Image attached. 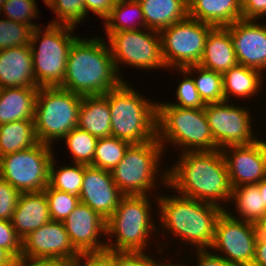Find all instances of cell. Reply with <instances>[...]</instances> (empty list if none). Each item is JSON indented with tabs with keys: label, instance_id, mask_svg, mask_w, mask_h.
Instances as JSON below:
<instances>
[{
	"label": "cell",
	"instance_id": "4",
	"mask_svg": "<svg viewBox=\"0 0 266 266\" xmlns=\"http://www.w3.org/2000/svg\"><path fill=\"white\" fill-rule=\"evenodd\" d=\"M105 96L111 113V136L131 144L157 138V101L137 92L128 81L109 90Z\"/></svg>",
	"mask_w": 266,
	"mask_h": 266
},
{
	"label": "cell",
	"instance_id": "20",
	"mask_svg": "<svg viewBox=\"0 0 266 266\" xmlns=\"http://www.w3.org/2000/svg\"><path fill=\"white\" fill-rule=\"evenodd\" d=\"M39 88L30 46L0 50V88Z\"/></svg>",
	"mask_w": 266,
	"mask_h": 266
},
{
	"label": "cell",
	"instance_id": "51",
	"mask_svg": "<svg viewBox=\"0 0 266 266\" xmlns=\"http://www.w3.org/2000/svg\"><path fill=\"white\" fill-rule=\"evenodd\" d=\"M258 184L259 190L261 195L263 196V203L265 207V213H266V179L261 180Z\"/></svg>",
	"mask_w": 266,
	"mask_h": 266
},
{
	"label": "cell",
	"instance_id": "25",
	"mask_svg": "<svg viewBox=\"0 0 266 266\" xmlns=\"http://www.w3.org/2000/svg\"><path fill=\"white\" fill-rule=\"evenodd\" d=\"M222 77L224 101L227 102L232 101L233 97L239 101L256 97L263 88L262 83H265L261 71L240 64L224 72Z\"/></svg>",
	"mask_w": 266,
	"mask_h": 266
},
{
	"label": "cell",
	"instance_id": "3",
	"mask_svg": "<svg viewBox=\"0 0 266 266\" xmlns=\"http://www.w3.org/2000/svg\"><path fill=\"white\" fill-rule=\"evenodd\" d=\"M159 194H153L156 198L155 205H158L156 210H160L157 211L160 213L158 227L166 233L169 231V234L184 241L183 243H189L196 250L210 249L216 222L225 209L176 193Z\"/></svg>",
	"mask_w": 266,
	"mask_h": 266
},
{
	"label": "cell",
	"instance_id": "8",
	"mask_svg": "<svg viewBox=\"0 0 266 266\" xmlns=\"http://www.w3.org/2000/svg\"><path fill=\"white\" fill-rule=\"evenodd\" d=\"M74 29H76L74 26L69 25L48 24L45 27L40 25L33 30L30 49L38 87H54L62 84L69 50L79 37L73 34Z\"/></svg>",
	"mask_w": 266,
	"mask_h": 266
},
{
	"label": "cell",
	"instance_id": "38",
	"mask_svg": "<svg viewBox=\"0 0 266 266\" xmlns=\"http://www.w3.org/2000/svg\"><path fill=\"white\" fill-rule=\"evenodd\" d=\"M36 4L37 0H6L0 10V13L9 20L27 24L35 29L40 26V24L37 25L32 21L40 15L37 8L38 4Z\"/></svg>",
	"mask_w": 266,
	"mask_h": 266
},
{
	"label": "cell",
	"instance_id": "40",
	"mask_svg": "<svg viewBox=\"0 0 266 266\" xmlns=\"http://www.w3.org/2000/svg\"><path fill=\"white\" fill-rule=\"evenodd\" d=\"M20 194L8 181L0 177V220L11 221Z\"/></svg>",
	"mask_w": 266,
	"mask_h": 266
},
{
	"label": "cell",
	"instance_id": "2",
	"mask_svg": "<svg viewBox=\"0 0 266 266\" xmlns=\"http://www.w3.org/2000/svg\"><path fill=\"white\" fill-rule=\"evenodd\" d=\"M123 81L108 42L100 36H79L69 50L65 77L59 87L82 96L105 95Z\"/></svg>",
	"mask_w": 266,
	"mask_h": 266
},
{
	"label": "cell",
	"instance_id": "31",
	"mask_svg": "<svg viewBox=\"0 0 266 266\" xmlns=\"http://www.w3.org/2000/svg\"><path fill=\"white\" fill-rule=\"evenodd\" d=\"M184 69L192 76L195 87L205 104L224 101L223 77L221 73L203 68L199 64L188 66Z\"/></svg>",
	"mask_w": 266,
	"mask_h": 266
},
{
	"label": "cell",
	"instance_id": "32",
	"mask_svg": "<svg viewBox=\"0 0 266 266\" xmlns=\"http://www.w3.org/2000/svg\"><path fill=\"white\" fill-rule=\"evenodd\" d=\"M56 162L53 158L50 164L49 185L57 190L79 196L83 184L84 164L74 163L58 167Z\"/></svg>",
	"mask_w": 266,
	"mask_h": 266
},
{
	"label": "cell",
	"instance_id": "5",
	"mask_svg": "<svg viewBox=\"0 0 266 266\" xmlns=\"http://www.w3.org/2000/svg\"><path fill=\"white\" fill-rule=\"evenodd\" d=\"M151 197L124 195L120 199L115 212L106 220V238L109 239L105 240L106 250L147 252L153 243L151 234H160L152 217L155 211H152ZM113 237L115 241L111 240Z\"/></svg>",
	"mask_w": 266,
	"mask_h": 266
},
{
	"label": "cell",
	"instance_id": "30",
	"mask_svg": "<svg viewBox=\"0 0 266 266\" xmlns=\"http://www.w3.org/2000/svg\"><path fill=\"white\" fill-rule=\"evenodd\" d=\"M38 143L34 120L14 121L0 125V157L28 149Z\"/></svg>",
	"mask_w": 266,
	"mask_h": 266
},
{
	"label": "cell",
	"instance_id": "13",
	"mask_svg": "<svg viewBox=\"0 0 266 266\" xmlns=\"http://www.w3.org/2000/svg\"><path fill=\"white\" fill-rule=\"evenodd\" d=\"M204 112L219 150L228 146L248 145L260 137L254 135L252 114L246 106L243 108L234 102L223 101L206 104Z\"/></svg>",
	"mask_w": 266,
	"mask_h": 266
},
{
	"label": "cell",
	"instance_id": "45",
	"mask_svg": "<svg viewBox=\"0 0 266 266\" xmlns=\"http://www.w3.org/2000/svg\"><path fill=\"white\" fill-rule=\"evenodd\" d=\"M116 0H84L86 16L93 12L103 20L110 14Z\"/></svg>",
	"mask_w": 266,
	"mask_h": 266
},
{
	"label": "cell",
	"instance_id": "10",
	"mask_svg": "<svg viewBox=\"0 0 266 266\" xmlns=\"http://www.w3.org/2000/svg\"><path fill=\"white\" fill-rule=\"evenodd\" d=\"M53 147L39 142L0 157V177L20 193L40 192L49 184Z\"/></svg>",
	"mask_w": 266,
	"mask_h": 266
},
{
	"label": "cell",
	"instance_id": "21",
	"mask_svg": "<svg viewBox=\"0 0 266 266\" xmlns=\"http://www.w3.org/2000/svg\"><path fill=\"white\" fill-rule=\"evenodd\" d=\"M50 221L48 201L44 191L20 194L11 222L22 240Z\"/></svg>",
	"mask_w": 266,
	"mask_h": 266
},
{
	"label": "cell",
	"instance_id": "47",
	"mask_svg": "<svg viewBox=\"0 0 266 266\" xmlns=\"http://www.w3.org/2000/svg\"><path fill=\"white\" fill-rule=\"evenodd\" d=\"M10 266H63L59 261L51 259L29 258L23 255L14 258Z\"/></svg>",
	"mask_w": 266,
	"mask_h": 266
},
{
	"label": "cell",
	"instance_id": "52",
	"mask_svg": "<svg viewBox=\"0 0 266 266\" xmlns=\"http://www.w3.org/2000/svg\"><path fill=\"white\" fill-rule=\"evenodd\" d=\"M163 261H165L166 263L158 259L154 262L153 266H186L184 262L183 263H174V262L171 263L172 260L168 262V260L166 259L165 260L163 259Z\"/></svg>",
	"mask_w": 266,
	"mask_h": 266
},
{
	"label": "cell",
	"instance_id": "15",
	"mask_svg": "<svg viewBox=\"0 0 266 266\" xmlns=\"http://www.w3.org/2000/svg\"><path fill=\"white\" fill-rule=\"evenodd\" d=\"M21 255L29 258L51 259L66 266L80 254L71 244L64 223L50 221L22 240Z\"/></svg>",
	"mask_w": 266,
	"mask_h": 266
},
{
	"label": "cell",
	"instance_id": "43",
	"mask_svg": "<svg viewBox=\"0 0 266 266\" xmlns=\"http://www.w3.org/2000/svg\"><path fill=\"white\" fill-rule=\"evenodd\" d=\"M150 255L147 252L115 251V266H153L157 258Z\"/></svg>",
	"mask_w": 266,
	"mask_h": 266
},
{
	"label": "cell",
	"instance_id": "54",
	"mask_svg": "<svg viewBox=\"0 0 266 266\" xmlns=\"http://www.w3.org/2000/svg\"><path fill=\"white\" fill-rule=\"evenodd\" d=\"M50 0H43V3L46 5Z\"/></svg>",
	"mask_w": 266,
	"mask_h": 266
},
{
	"label": "cell",
	"instance_id": "44",
	"mask_svg": "<svg viewBox=\"0 0 266 266\" xmlns=\"http://www.w3.org/2000/svg\"><path fill=\"white\" fill-rule=\"evenodd\" d=\"M243 19L261 20L266 17V0H241Z\"/></svg>",
	"mask_w": 266,
	"mask_h": 266
},
{
	"label": "cell",
	"instance_id": "33",
	"mask_svg": "<svg viewBox=\"0 0 266 266\" xmlns=\"http://www.w3.org/2000/svg\"><path fill=\"white\" fill-rule=\"evenodd\" d=\"M130 145L113 136L98 138L92 166L111 172L123 159Z\"/></svg>",
	"mask_w": 266,
	"mask_h": 266
},
{
	"label": "cell",
	"instance_id": "50",
	"mask_svg": "<svg viewBox=\"0 0 266 266\" xmlns=\"http://www.w3.org/2000/svg\"><path fill=\"white\" fill-rule=\"evenodd\" d=\"M256 226L258 233L266 237V213L262 216L261 220L256 224Z\"/></svg>",
	"mask_w": 266,
	"mask_h": 266
},
{
	"label": "cell",
	"instance_id": "24",
	"mask_svg": "<svg viewBox=\"0 0 266 266\" xmlns=\"http://www.w3.org/2000/svg\"><path fill=\"white\" fill-rule=\"evenodd\" d=\"M39 88H0V125L34 120Z\"/></svg>",
	"mask_w": 266,
	"mask_h": 266
},
{
	"label": "cell",
	"instance_id": "37",
	"mask_svg": "<svg viewBox=\"0 0 266 266\" xmlns=\"http://www.w3.org/2000/svg\"><path fill=\"white\" fill-rule=\"evenodd\" d=\"M33 28L7 18L0 19V50L30 46Z\"/></svg>",
	"mask_w": 266,
	"mask_h": 266
},
{
	"label": "cell",
	"instance_id": "14",
	"mask_svg": "<svg viewBox=\"0 0 266 266\" xmlns=\"http://www.w3.org/2000/svg\"><path fill=\"white\" fill-rule=\"evenodd\" d=\"M257 234L255 224L235 219L224 210L216 222L210 250L217 255L221 253L219 256L233 266H251Z\"/></svg>",
	"mask_w": 266,
	"mask_h": 266
},
{
	"label": "cell",
	"instance_id": "28",
	"mask_svg": "<svg viewBox=\"0 0 266 266\" xmlns=\"http://www.w3.org/2000/svg\"><path fill=\"white\" fill-rule=\"evenodd\" d=\"M258 184H247L232 188L230 203L235 204V211H225L233 218L257 224L265 214V207ZM239 217V218H238Z\"/></svg>",
	"mask_w": 266,
	"mask_h": 266
},
{
	"label": "cell",
	"instance_id": "22",
	"mask_svg": "<svg viewBox=\"0 0 266 266\" xmlns=\"http://www.w3.org/2000/svg\"><path fill=\"white\" fill-rule=\"evenodd\" d=\"M237 64L229 29L213 27L207 35L199 65L223 74Z\"/></svg>",
	"mask_w": 266,
	"mask_h": 266
},
{
	"label": "cell",
	"instance_id": "17",
	"mask_svg": "<svg viewBox=\"0 0 266 266\" xmlns=\"http://www.w3.org/2000/svg\"><path fill=\"white\" fill-rule=\"evenodd\" d=\"M106 222L99 213L80 202L63 223L74 249L82 254L106 250Z\"/></svg>",
	"mask_w": 266,
	"mask_h": 266
},
{
	"label": "cell",
	"instance_id": "1",
	"mask_svg": "<svg viewBox=\"0 0 266 266\" xmlns=\"http://www.w3.org/2000/svg\"><path fill=\"white\" fill-rule=\"evenodd\" d=\"M168 168L165 190L169 188L182 196L224 209L229 207L223 206V202L229 204L232 187L221 150L179 153L177 162Z\"/></svg>",
	"mask_w": 266,
	"mask_h": 266
},
{
	"label": "cell",
	"instance_id": "49",
	"mask_svg": "<svg viewBox=\"0 0 266 266\" xmlns=\"http://www.w3.org/2000/svg\"><path fill=\"white\" fill-rule=\"evenodd\" d=\"M14 257L4 248L0 247V265H11Z\"/></svg>",
	"mask_w": 266,
	"mask_h": 266
},
{
	"label": "cell",
	"instance_id": "29",
	"mask_svg": "<svg viewBox=\"0 0 266 266\" xmlns=\"http://www.w3.org/2000/svg\"><path fill=\"white\" fill-rule=\"evenodd\" d=\"M131 15L134 17L137 15L138 21ZM103 21L107 38L115 32L146 28L143 11L138 0H116L110 14ZM135 21L137 22L135 23Z\"/></svg>",
	"mask_w": 266,
	"mask_h": 266
},
{
	"label": "cell",
	"instance_id": "12",
	"mask_svg": "<svg viewBox=\"0 0 266 266\" xmlns=\"http://www.w3.org/2000/svg\"><path fill=\"white\" fill-rule=\"evenodd\" d=\"M213 25L191 17L159 32L166 69H184L199 64L205 41Z\"/></svg>",
	"mask_w": 266,
	"mask_h": 266
},
{
	"label": "cell",
	"instance_id": "26",
	"mask_svg": "<svg viewBox=\"0 0 266 266\" xmlns=\"http://www.w3.org/2000/svg\"><path fill=\"white\" fill-rule=\"evenodd\" d=\"M78 127L97 138L111 136V113L105 95L82 96Z\"/></svg>",
	"mask_w": 266,
	"mask_h": 266
},
{
	"label": "cell",
	"instance_id": "6",
	"mask_svg": "<svg viewBox=\"0 0 266 266\" xmlns=\"http://www.w3.org/2000/svg\"><path fill=\"white\" fill-rule=\"evenodd\" d=\"M157 139L163 151L169 144L178 147L180 153L218 150L204 108H180L157 102Z\"/></svg>",
	"mask_w": 266,
	"mask_h": 266
},
{
	"label": "cell",
	"instance_id": "18",
	"mask_svg": "<svg viewBox=\"0 0 266 266\" xmlns=\"http://www.w3.org/2000/svg\"><path fill=\"white\" fill-rule=\"evenodd\" d=\"M226 27L230 32L238 64L259 70L264 74L266 72V24L258 20L240 19Z\"/></svg>",
	"mask_w": 266,
	"mask_h": 266
},
{
	"label": "cell",
	"instance_id": "7",
	"mask_svg": "<svg viewBox=\"0 0 266 266\" xmlns=\"http://www.w3.org/2000/svg\"><path fill=\"white\" fill-rule=\"evenodd\" d=\"M165 153L157 138L144 143L131 144L123 159L111 171L112 178L121 193L131 196L152 195V192H156L157 186L159 189L160 185L166 187L168 168L159 170ZM157 179L161 181L160 184L157 183Z\"/></svg>",
	"mask_w": 266,
	"mask_h": 266
},
{
	"label": "cell",
	"instance_id": "27",
	"mask_svg": "<svg viewBox=\"0 0 266 266\" xmlns=\"http://www.w3.org/2000/svg\"><path fill=\"white\" fill-rule=\"evenodd\" d=\"M146 28L160 32L189 16L188 0H138Z\"/></svg>",
	"mask_w": 266,
	"mask_h": 266
},
{
	"label": "cell",
	"instance_id": "39",
	"mask_svg": "<svg viewBox=\"0 0 266 266\" xmlns=\"http://www.w3.org/2000/svg\"><path fill=\"white\" fill-rule=\"evenodd\" d=\"M177 73L183 75V79L179 82L175 91V103L167 102L169 105H175L180 108L200 109L204 108L206 104L202 101L192 76L185 69H176Z\"/></svg>",
	"mask_w": 266,
	"mask_h": 266
},
{
	"label": "cell",
	"instance_id": "46",
	"mask_svg": "<svg viewBox=\"0 0 266 266\" xmlns=\"http://www.w3.org/2000/svg\"><path fill=\"white\" fill-rule=\"evenodd\" d=\"M197 266H233L209 249L196 250Z\"/></svg>",
	"mask_w": 266,
	"mask_h": 266
},
{
	"label": "cell",
	"instance_id": "36",
	"mask_svg": "<svg viewBox=\"0 0 266 266\" xmlns=\"http://www.w3.org/2000/svg\"><path fill=\"white\" fill-rule=\"evenodd\" d=\"M43 191L47 197L51 221L64 222L80 203L79 196L57 190L49 184Z\"/></svg>",
	"mask_w": 266,
	"mask_h": 266
},
{
	"label": "cell",
	"instance_id": "42",
	"mask_svg": "<svg viewBox=\"0 0 266 266\" xmlns=\"http://www.w3.org/2000/svg\"><path fill=\"white\" fill-rule=\"evenodd\" d=\"M66 266H115V251L82 253Z\"/></svg>",
	"mask_w": 266,
	"mask_h": 266
},
{
	"label": "cell",
	"instance_id": "35",
	"mask_svg": "<svg viewBox=\"0 0 266 266\" xmlns=\"http://www.w3.org/2000/svg\"><path fill=\"white\" fill-rule=\"evenodd\" d=\"M48 8L57 15L56 19L49 22L50 24H63L74 26L85 21L86 11L84 0H50L47 4Z\"/></svg>",
	"mask_w": 266,
	"mask_h": 266
},
{
	"label": "cell",
	"instance_id": "23",
	"mask_svg": "<svg viewBox=\"0 0 266 266\" xmlns=\"http://www.w3.org/2000/svg\"><path fill=\"white\" fill-rule=\"evenodd\" d=\"M189 17L214 27L243 19L241 0H188Z\"/></svg>",
	"mask_w": 266,
	"mask_h": 266
},
{
	"label": "cell",
	"instance_id": "34",
	"mask_svg": "<svg viewBox=\"0 0 266 266\" xmlns=\"http://www.w3.org/2000/svg\"><path fill=\"white\" fill-rule=\"evenodd\" d=\"M62 140H65L73 163L92 165L98 138L87 131L75 127Z\"/></svg>",
	"mask_w": 266,
	"mask_h": 266
},
{
	"label": "cell",
	"instance_id": "41",
	"mask_svg": "<svg viewBox=\"0 0 266 266\" xmlns=\"http://www.w3.org/2000/svg\"><path fill=\"white\" fill-rule=\"evenodd\" d=\"M0 247L6 249L14 258L21 256L22 239L9 220H0Z\"/></svg>",
	"mask_w": 266,
	"mask_h": 266
},
{
	"label": "cell",
	"instance_id": "53",
	"mask_svg": "<svg viewBox=\"0 0 266 266\" xmlns=\"http://www.w3.org/2000/svg\"><path fill=\"white\" fill-rule=\"evenodd\" d=\"M5 1H6V0H0V10H1L3 4L5 3Z\"/></svg>",
	"mask_w": 266,
	"mask_h": 266
},
{
	"label": "cell",
	"instance_id": "48",
	"mask_svg": "<svg viewBox=\"0 0 266 266\" xmlns=\"http://www.w3.org/2000/svg\"><path fill=\"white\" fill-rule=\"evenodd\" d=\"M251 266H266V237L257 234L255 256Z\"/></svg>",
	"mask_w": 266,
	"mask_h": 266
},
{
	"label": "cell",
	"instance_id": "19",
	"mask_svg": "<svg viewBox=\"0 0 266 266\" xmlns=\"http://www.w3.org/2000/svg\"><path fill=\"white\" fill-rule=\"evenodd\" d=\"M123 196L110 171L84 164L83 184L79 194L81 203L107 220Z\"/></svg>",
	"mask_w": 266,
	"mask_h": 266
},
{
	"label": "cell",
	"instance_id": "11",
	"mask_svg": "<svg viewBox=\"0 0 266 266\" xmlns=\"http://www.w3.org/2000/svg\"><path fill=\"white\" fill-rule=\"evenodd\" d=\"M114 64L119 76L121 65L140 70L166 69L162 55L161 37L158 31L149 28L112 33L108 37Z\"/></svg>",
	"mask_w": 266,
	"mask_h": 266
},
{
	"label": "cell",
	"instance_id": "16",
	"mask_svg": "<svg viewBox=\"0 0 266 266\" xmlns=\"http://www.w3.org/2000/svg\"><path fill=\"white\" fill-rule=\"evenodd\" d=\"M232 188L266 179V139L221 149Z\"/></svg>",
	"mask_w": 266,
	"mask_h": 266
},
{
	"label": "cell",
	"instance_id": "9",
	"mask_svg": "<svg viewBox=\"0 0 266 266\" xmlns=\"http://www.w3.org/2000/svg\"><path fill=\"white\" fill-rule=\"evenodd\" d=\"M81 102L82 95L62 87H39L34 112L38 141L54 147L77 127Z\"/></svg>",
	"mask_w": 266,
	"mask_h": 266
}]
</instances>
